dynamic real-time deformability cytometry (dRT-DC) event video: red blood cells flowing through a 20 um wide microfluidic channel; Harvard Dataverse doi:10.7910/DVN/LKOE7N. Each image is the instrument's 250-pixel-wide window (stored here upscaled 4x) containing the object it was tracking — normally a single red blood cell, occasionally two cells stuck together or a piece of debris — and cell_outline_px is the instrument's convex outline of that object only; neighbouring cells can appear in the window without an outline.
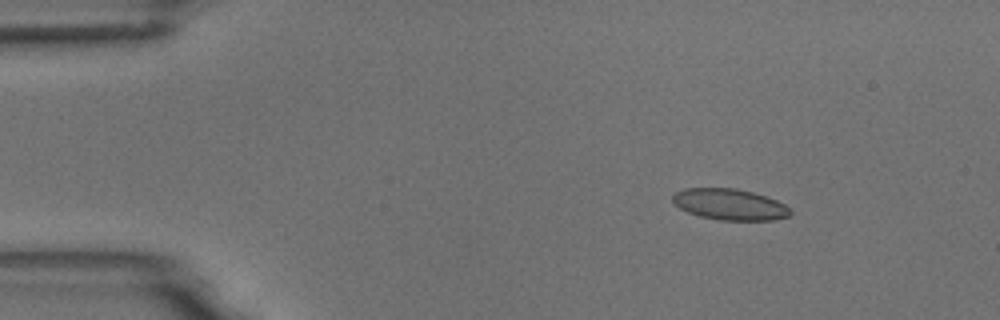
{"species": "common noctule bat (a hibernating species)", "species_latin": "Nyctalus noctula", "temperature_condition": "room temperature", "stored_images_in_passage": 5, "camera_frame_rate_fps": 3000, "um_per_image_px": 0.085, "animal": {"sex": "male", "body_mass_g": 18.8}, "frame": {"image": 1, "passage_image": 2, "time_ms": 1.333, "image_size_px": [1000, 320], "cell_outline_px": [[792, 212], [788, 216], [772, 220], [720, 220], [700, 216], [688, 212], [680, 208], [672, 200], [672, 196], [676, 192], [684, 188], [736, 188], [752, 192], [776, 200], [784, 204]], "centroid_in_image_um": [62.01, 17.37], "position_along_channel_um": 23.0, "area_um2": 21.15}}
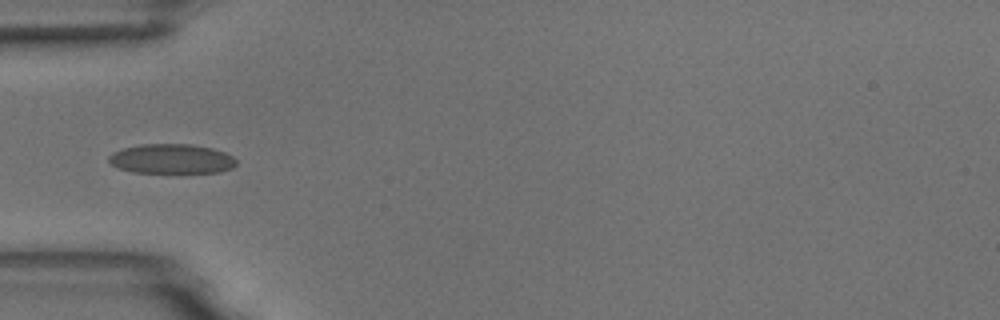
{"frame": {"image": 2, "passage_image": 5, "time_ms": 4.667, "image_size_px": [1000, 320], "cell_outline_px": [[236, 164], [232, 168], [220, 172], [132, 172], [116, 168], [108, 160], [108, 156], [112, 152], [124, 148], [140, 144], [188, 144], [212, 148], [224, 152], [232, 156], [236, 160]], "centroid_in_image_um": [14.55, 13.5], "position_along_channel_um": 70.4, "area_um2": 21.96}}